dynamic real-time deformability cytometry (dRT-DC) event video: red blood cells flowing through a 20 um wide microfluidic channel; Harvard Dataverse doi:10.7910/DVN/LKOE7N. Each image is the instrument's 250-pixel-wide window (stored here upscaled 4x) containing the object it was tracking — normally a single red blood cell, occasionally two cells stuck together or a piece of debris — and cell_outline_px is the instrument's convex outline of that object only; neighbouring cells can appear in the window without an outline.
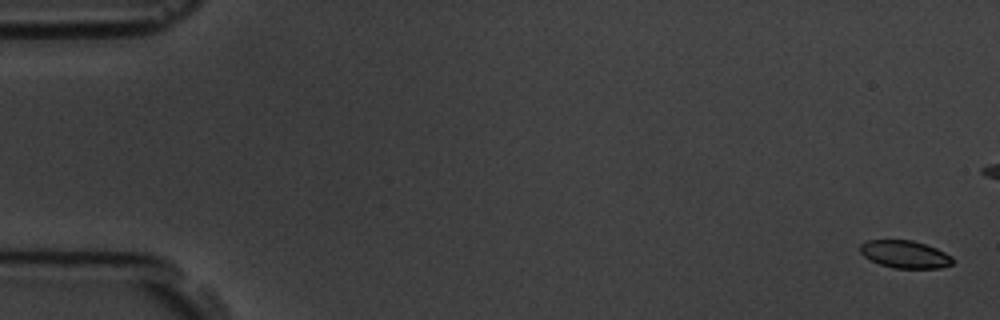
{"species": "common noctule bat (a hibernating species)", "species_latin": "Nyctalus noctula", "temperature_condition": "room temperature", "stored_images_in_passage": 10, "camera_frame_rate_fps": 3000, "um_per_image_px": 0.085, "animal": {"sex": "male", "body_mass_g": 19.5, "forearm_length_mm": 54.6}, "frame": {"image": 1, "passage_image": 1, "time_ms": 0.0, "image_size_px": [1000, 320], "cell_outline_px": [[952, 264], [940, 268], [892, 268], [880, 264], [864, 256], [860, 252], [860, 244], [868, 240], [912, 240], [936, 248], [952, 256]], "centroid_in_image_um": [76.91, 21.61], "position_along_channel_um": 8.1, "area_um2": 14.74}}
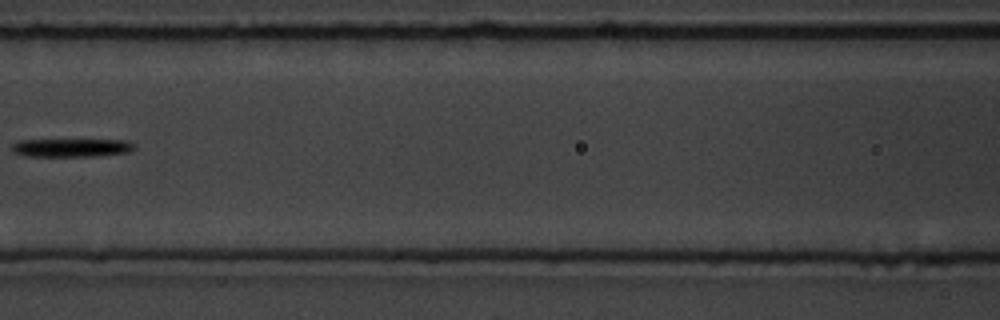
{"frame": {"image": 2, "passage_image": 9, "time_ms": 10.0, "image_size_px": [1000, 320], "cell_outline_px": [[136, 148], [128, 152], [92, 156], [24, 156], [12, 152], [12, 144], [16, 140], [128, 140]], "centroid_in_image_um": [6.01, 12.55], "position_along_channel_um": 160.6, "area_um2": 13.01}}
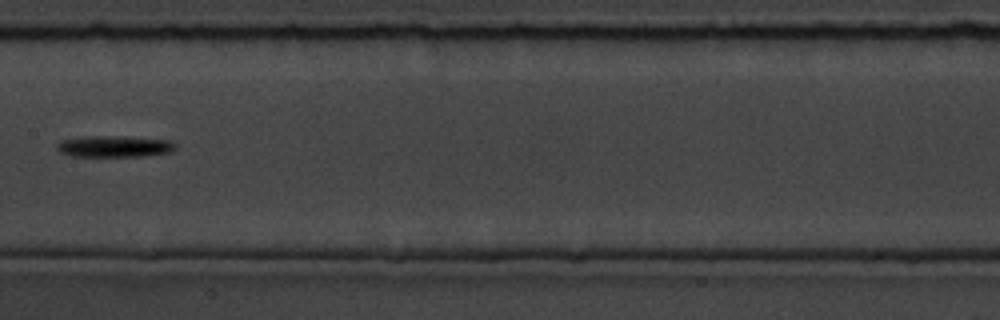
{"frame": {"image": 3, "passage_image": 10, "time_ms": 11.0, "image_size_px": [1000, 320], "cell_outline_px": [[176, 148], [172, 152], [144, 156], [72, 156], [60, 152], [56, 148], [56, 144], [60, 140], [80, 136], [124, 136], [172, 140], [176, 144]], "centroid_in_image_um": [9.73, 12.43], "position_along_channel_um": 197.7, "area_um2": 15.09}}